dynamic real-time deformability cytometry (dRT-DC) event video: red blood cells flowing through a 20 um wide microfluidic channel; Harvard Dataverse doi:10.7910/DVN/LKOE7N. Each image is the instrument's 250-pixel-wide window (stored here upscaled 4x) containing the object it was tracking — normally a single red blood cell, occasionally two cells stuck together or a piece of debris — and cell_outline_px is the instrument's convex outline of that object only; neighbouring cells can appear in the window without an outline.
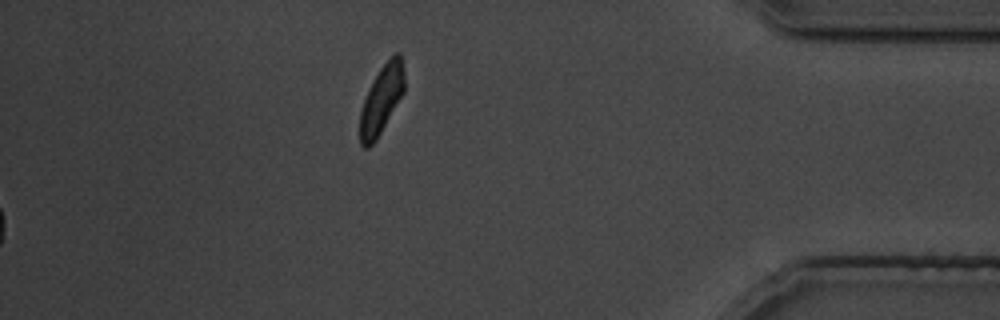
{"species": "common noctule bat (a hibernating species)", "species_latin": "Nyctalus noctula", "temperature_condition": "cold", "stored_images_in_passage": 29, "segment_of_instrument_passage": [2, 2], "camera_frame_rate_fps": 3000, "um_per_image_px": 0.085, "animal": {"sex": "male", "body_mass_g": 19.5, "forearm_length_mm": 54.6}, "frame": {"image": 1, "passage_image": 29, "time_ms": 35.333, "image_size_px": [1000, 320], "cell_outline_px": [[404, 92], [376, 140], [368, 148], [364, 148], [360, 144], [360, 112], [364, 100], [380, 68], [396, 52], [400, 52], [404, 68]], "centroid_in_image_um": [32.44, 8.47], "position_along_channel_um": 402.8, "area_um2": 17.34}}